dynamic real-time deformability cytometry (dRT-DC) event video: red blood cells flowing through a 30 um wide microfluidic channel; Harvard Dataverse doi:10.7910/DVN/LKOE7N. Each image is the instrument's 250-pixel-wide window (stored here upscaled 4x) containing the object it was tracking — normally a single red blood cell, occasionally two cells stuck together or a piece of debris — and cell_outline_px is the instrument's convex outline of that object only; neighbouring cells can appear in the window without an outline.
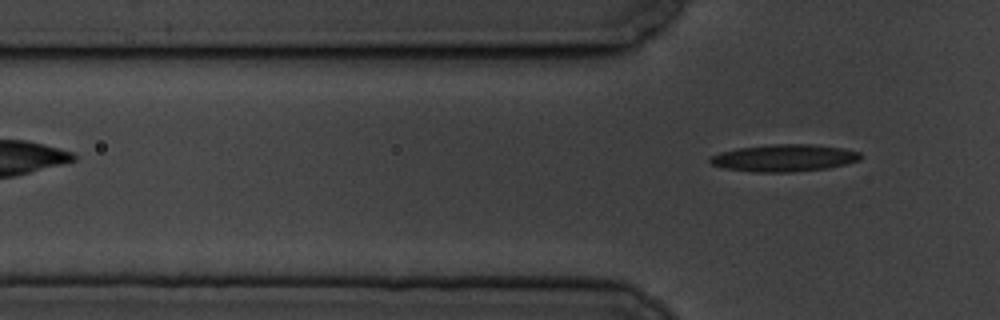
{"species": "common noctule bat (a hibernating species)", "species_latin": "Nyctalus noctula", "temperature_condition": "cold", "stored_images_in_passage": 4, "camera_frame_rate_fps": 3000, "um_per_image_px": 0.085, "animal": {"sex": "male", "body_mass_g": 19.5, "forearm_length_mm": 54.6}, "frame": {"image": 1, "passage_image": 4, "time_ms": 3.333, "image_size_px": [1000, 320], "cell_outline_px": [[864, 156], [860, 160], [848, 164], [828, 168], [792, 172], [756, 172], [724, 168], [712, 164], [708, 160], [712, 156], [720, 152], [736, 148], [772, 144], [812, 144], [844, 148], [860, 152]], "centroid_in_image_um": [66.71, 13.42], "position_along_channel_um": 59.1, "area_um2": 23.99}}